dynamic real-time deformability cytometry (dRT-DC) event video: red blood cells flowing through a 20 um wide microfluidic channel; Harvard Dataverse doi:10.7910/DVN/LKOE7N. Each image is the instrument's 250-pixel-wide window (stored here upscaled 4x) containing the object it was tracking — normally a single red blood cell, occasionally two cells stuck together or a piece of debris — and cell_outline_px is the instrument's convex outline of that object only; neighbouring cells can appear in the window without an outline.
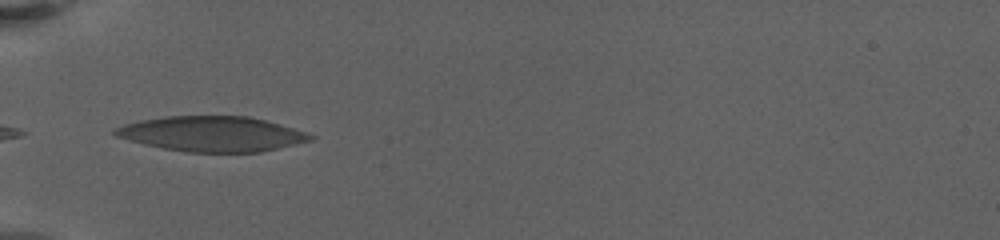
{"species": "human", "species_latin": "Homo sapiens", "temperature_condition": "warm", "stored_images_in_passage": 2, "camera_frame_rate_fps": 3000, "um_per_image_px": 0.085, "donor": {"sex": "female"}, "frame": {"image": 1, "passage_image": 1, "time_ms": 0.0, "image_size_px": [1000, 240], "cell_outline_px": [[316, 136], [312, 140], [260, 152], [188, 152], [164, 148], [144, 144], [116, 136], [112, 132], [116, 128], [124, 124], [140, 120], [168, 116], [248, 116], [264, 120], [308, 132]], "centroid_in_image_um": [18.04, 11.38], "position_along_channel_um": 67.0, "area_um2": 39.71}}